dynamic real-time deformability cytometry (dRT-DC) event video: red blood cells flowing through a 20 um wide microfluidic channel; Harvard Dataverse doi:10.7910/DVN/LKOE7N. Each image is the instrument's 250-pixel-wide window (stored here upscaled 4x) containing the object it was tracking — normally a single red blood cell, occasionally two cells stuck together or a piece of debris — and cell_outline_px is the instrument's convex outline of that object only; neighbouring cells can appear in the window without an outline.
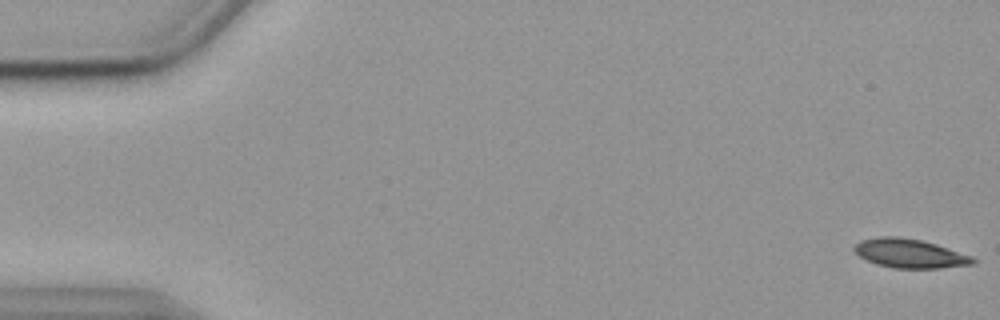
{"species": "common noctule bat (a hibernating species)", "species_latin": "Nyctalus noctula", "temperature_condition": "cold", "stored_images_in_passage": 17, "camera_frame_rate_fps": 3000, "um_per_image_px": 0.085, "animal": {"sex": "female", "body_mass_g": 19.9}, "frame": {"image": 1, "passage_image": 1, "time_ms": 0.0, "image_size_px": [1000, 320], "cell_outline_px": [[976, 264], [940, 268], [892, 268], [876, 264], [860, 256], [852, 248], [860, 240], [880, 236], [896, 236], [920, 240], [936, 244], [972, 256], [976, 260]], "centroid_in_image_um": [77.34, 21.54], "position_along_channel_um": 7.7, "area_um2": 20.0}}
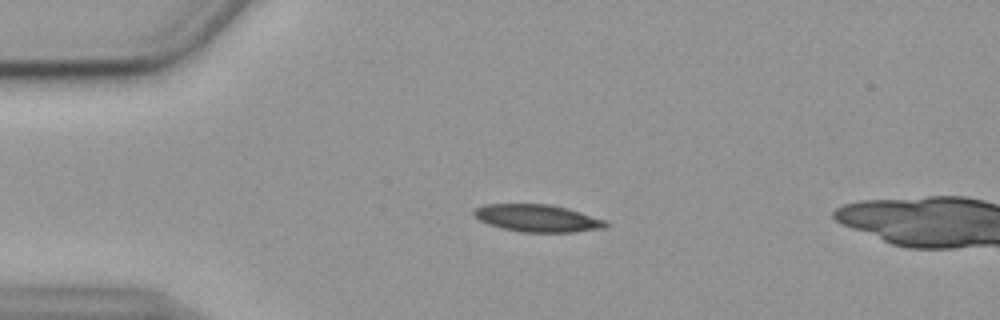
{"frame": {"image": 2, "passage_image": 13, "time_ms": 4.0, "image_size_px": [1000, 320], "cell_outline_px": [[612, 224], [604, 228], [572, 232], [520, 232], [500, 228], [488, 224], [472, 216], [472, 212], [476, 208], [488, 204], [548, 204], [580, 212], [604, 220]], "centroid_in_image_um": [45.65, 18.56], "position_along_channel_um": 39.3, "area_um2": 20.92}}